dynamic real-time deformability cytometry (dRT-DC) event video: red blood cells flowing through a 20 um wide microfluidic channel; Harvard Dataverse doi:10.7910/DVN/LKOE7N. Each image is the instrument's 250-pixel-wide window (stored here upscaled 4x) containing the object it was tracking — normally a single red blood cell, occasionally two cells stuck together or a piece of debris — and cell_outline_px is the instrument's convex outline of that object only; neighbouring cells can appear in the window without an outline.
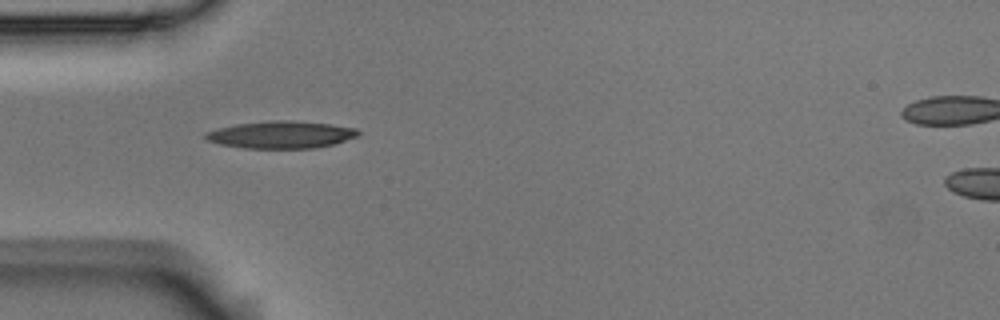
{"species": "Egyptian fruit bat (a non-hibernating species)", "species_latin": "Rousettus aegyptiacus", "temperature_condition": "room temperature", "stored_images_in_passage": 6, "camera_frame_rate_fps": 3000, "um_per_image_px": 0.085, "animal": {"sex": "male"}, "frame": {"image": 1, "passage_image": 1, "time_ms": 0.0, "image_size_px": [1000, 320], "cell_outline_px": [[360, 136], [332, 144], [312, 148], [244, 148], [220, 144], [208, 140], [204, 136], [204, 132], [236, 124], [268, 120], [292, 120], [332, 124], [356, 128], [360, 132]], "centroid_in_image_um": [23.91, 11.44], "position_along_channel_um": 61.1, "area_um2": 24.28}}
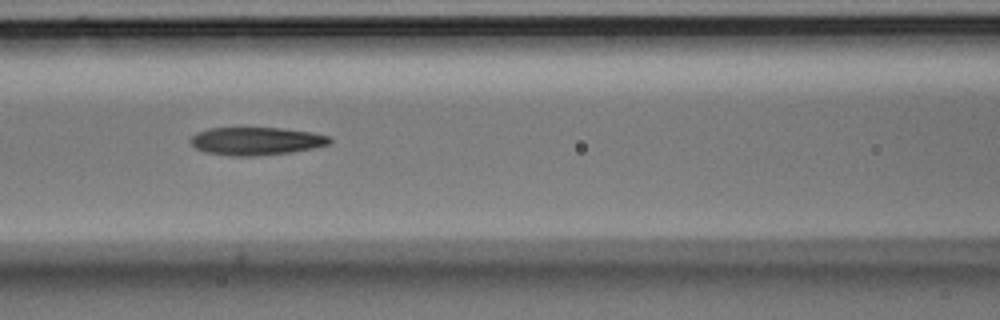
{"frame": {"image": 2, "passage_image": 3, "time_ms": 0.667, "image_size_px": [1000, 320], "cell_outline_px": [[332, 140], [328, 144], [316, 148], [292, 152], [256, 156], [232, 156], [204, 152], [196, 148], [188, 140], [196, 132], [208, 128], [280, 128], [312, 132], [328, 136]], "centroid_in_image_um": [21.76, 11.99], "position_along_channel_um": 144.8, "area_um2": 22.77}}
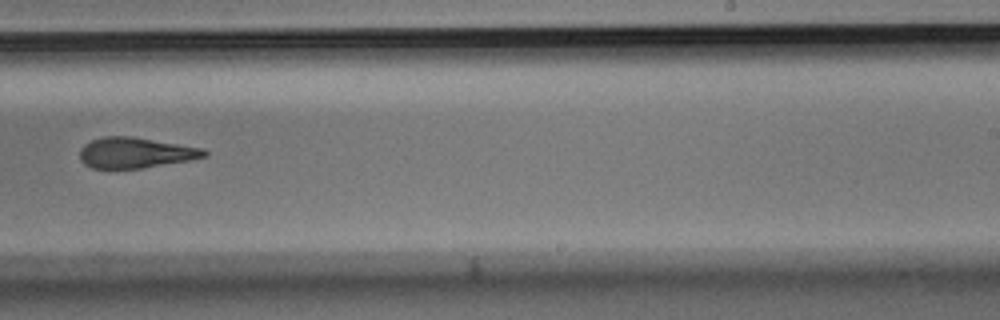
{"frame": {"image": 3, "passage_image": 6, "time_ms": 1.667, "image_size_px": [1000, 320], "cell_outline_px": [[208, 156], [188, 160], [140, 168], [92, 168], [84, 164], [80, 160], [80, 148], [84, 144], [92, 140], [104, 136], [132, 136], [204, 148], [208, 152]], "centroid_in_image_um": [11.5, 12.97], "position_along_channel_um": 277.5, "area_um2": 22.14}}